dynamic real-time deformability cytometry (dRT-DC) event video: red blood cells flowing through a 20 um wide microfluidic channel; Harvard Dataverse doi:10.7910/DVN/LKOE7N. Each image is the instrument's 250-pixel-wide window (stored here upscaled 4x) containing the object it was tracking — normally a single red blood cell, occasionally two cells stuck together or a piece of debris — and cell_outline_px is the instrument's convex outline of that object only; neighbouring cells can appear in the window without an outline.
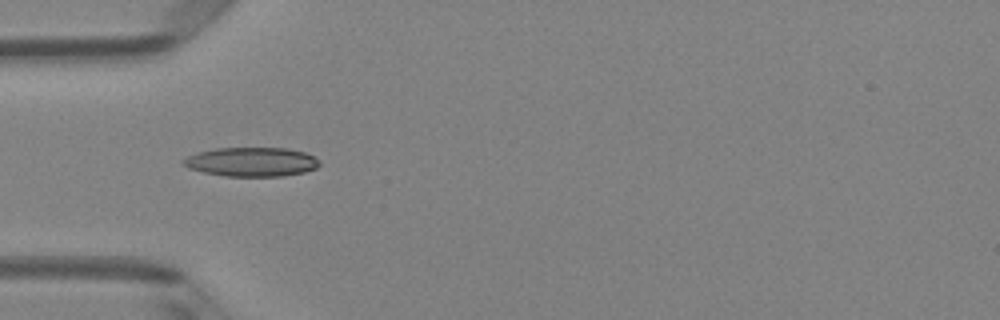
{"species": "Egyptian fruit bat (a non-hibernating species)", "species_latin": "Rousettus aegyptiacus", "temperature_condition": "room temperature", "stored_images_in_passage": 4, "camera_frame_rate_fps": 3000, "um_per_image_px": 0.085, "animal": {"sex": "female"}, "frame": {"image": 1, "passage_image": 2, "time_ms": 0.333, "image_size_px": [1000, 320], "cell_outline_px": [[320, 164], [316, 168], [304, 172], [280, 176], [224, 176], [204, 172], [188, 168], [180, 160], [196, 152], [216, 148], [288, 148], [304, 152], [320, 160]], "centroid_in_image_um": [21.36, 13.75], "position_along_channel_um": 63.6, "area_um2": 23.12}}
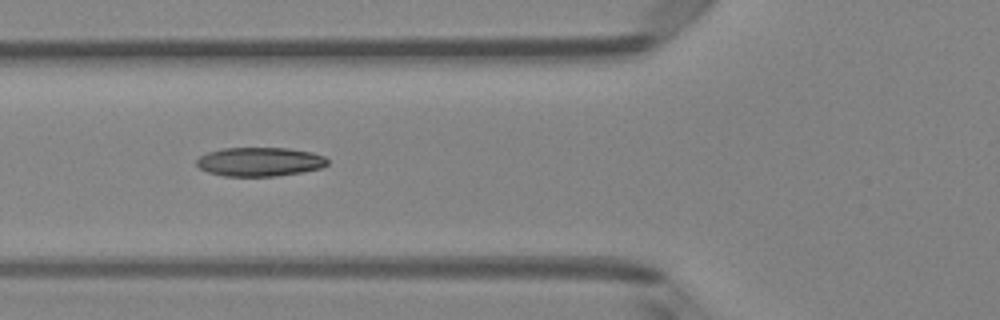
{"frame": {"image": 2, "passage_image": 3, "time_ms": 0.667, "image_size_px": [1000, 320], "cell_outline_px": [[328, 164], [320, 168], [300, 172], [276, 176], [224, 176], [208, 172], [200, 168], [196, 164], [196, 160], [200, 156], [208, 152], [224, 148], [288, 148], [312, 152], [324, 156], [328, 160]], "centroid_in_image_um": [22.07, 13.75], "position_along_channel_um": 103.7, "area_um2": 22.02}}
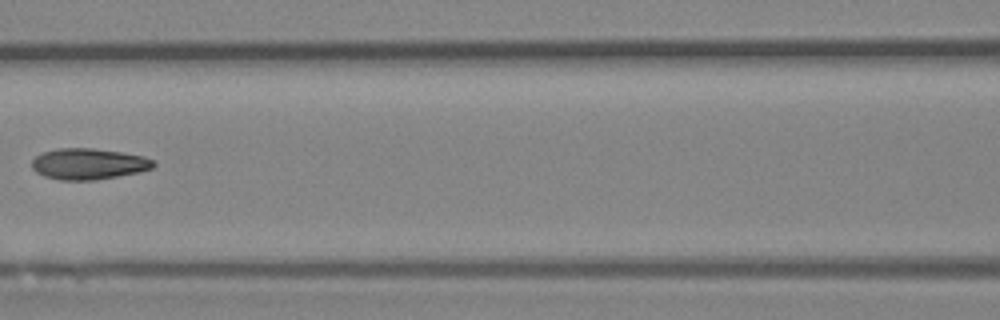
{"frame": {"image": 3, "passage_image": 4, "time_ms": 1.0, "image_size_px": [1000, 320], "cell_outline_px": [[156, 164], [152, 168], [140, 172], [96, 180], [60, 180], [44, 176], [36, 172], [32, 168], [32, 160], [36, 156], [44, 152], [56, 148], [92, 148], [120, 152], [144, 156], [156, 160]], "centroid_in_image_um": [7.55, 13.93], "position_along_channel_um": 159.1, "area_um2": 22.14}}